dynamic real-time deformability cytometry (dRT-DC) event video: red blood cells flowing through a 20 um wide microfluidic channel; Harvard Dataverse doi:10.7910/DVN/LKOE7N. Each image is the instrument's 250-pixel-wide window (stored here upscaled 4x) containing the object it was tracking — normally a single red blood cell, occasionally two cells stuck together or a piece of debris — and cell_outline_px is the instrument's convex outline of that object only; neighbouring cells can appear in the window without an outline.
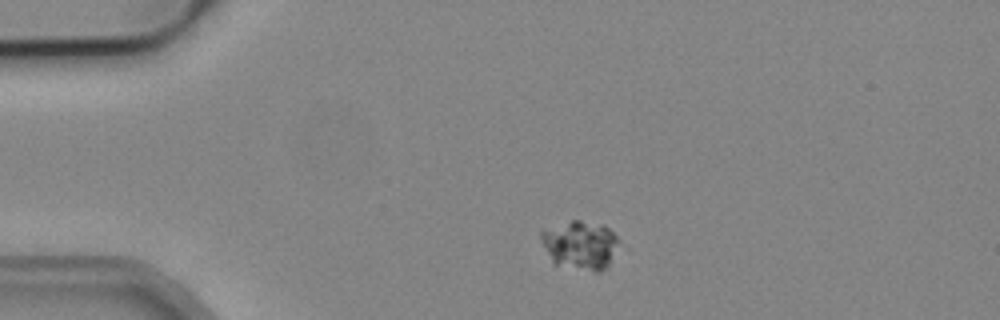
{"species": "common noctule bat (a hibernating species)", "species_latin": "Nyctalus noctula", "temperature_condition": "cold", "stored_images_in_passage": 4, "camera_frame_rate_fps": 3000, "um_per_image_px": 0.085, "animal": {"sex": "male", "body_mass_g": 19.2, "forearm_length_mm": 51.8}, "frame": {"image": 1, "passage_image": 2, "time_ms": 0.333, "image_size_px": [1000, 320], "cell_outline_px": [[616, 240], [608, 268], [600, 272], [596, 272], [552, 264], [540, 240], [540, 232], [572, 220], [580, 220], [604, 224], [616, 236]], "centroid_in_image_um": [49.27, 20.84], "position_along_channel_um": 35.7, "area_um2": 21.79}}
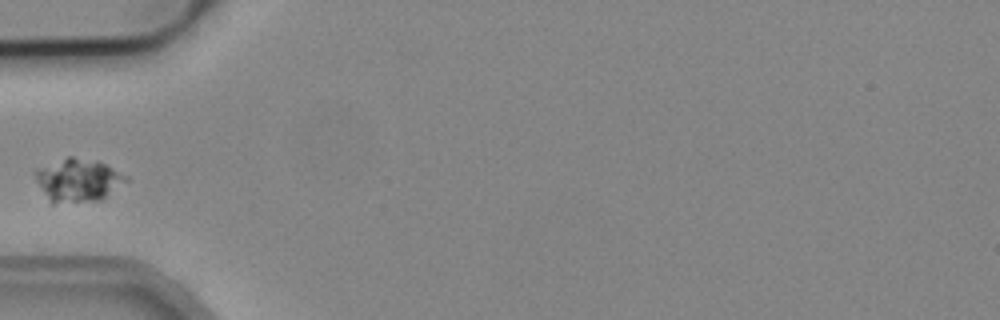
{"frame": {"image": 2, "passage_image": 4, "time_ms": 1.0, "image_size_px": [1000, 320], "cell_outline_px": [[128, 180], [100, 200], [52, 204], [36, 180], [32, 172], [36, 168], [68, 156], [72, 156], [96, 160], [128, 176]], "centroid_in_image_um": [6.6, 15.3], "position_along_channel_um": 78.4, "area_um2": 22.66}}